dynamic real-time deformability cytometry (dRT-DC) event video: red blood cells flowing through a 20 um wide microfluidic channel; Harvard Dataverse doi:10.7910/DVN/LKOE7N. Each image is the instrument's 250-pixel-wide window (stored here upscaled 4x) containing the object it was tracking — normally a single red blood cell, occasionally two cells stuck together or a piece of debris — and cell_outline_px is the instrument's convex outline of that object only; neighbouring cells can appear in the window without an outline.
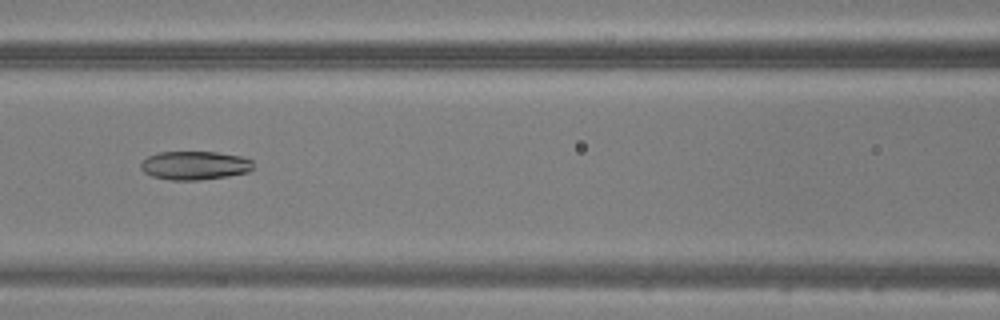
{"species": "common noctule bat (a hibernating species)", "species_latin": "Nyctalus noctula", "temperature_condition": "warm", "stored_images_in_passage": 48, "camera_frame_rate_fps": 3000, "um_per_image_px": 0.085, "animal": {"sex": "male", "body_mass_g": 20.5, "forearm_length_mm": 52.5}, "frame": {"image": 1, "passage_image": 22, "time_ms": 7.0, "image_size_px": [1000, 320], "cell_outline_px": [[252, 168], [248, 172], [228, 176], [200, 180], [168, 180], [152, 176], [144, 172], [140, 168], [140, 164], [148, 156], [160, 152], [216, 152], [240, 156], [252, 160]], "centroid_in_image_um": [16.53, 14.07], "position_along_channel_um": 150.1, "area_um2": 18.73}}
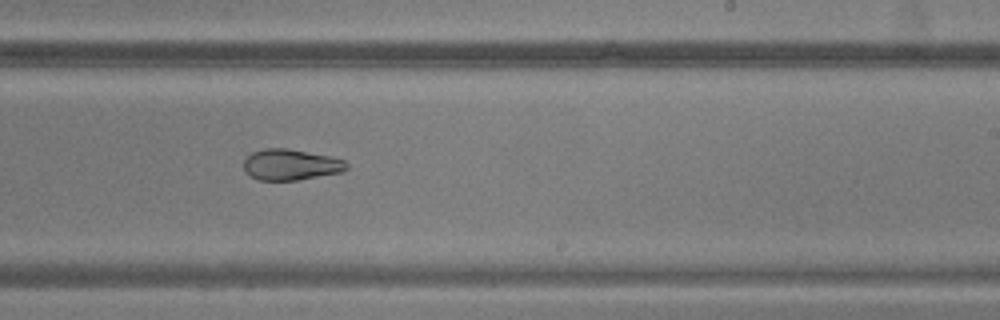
{"frame": {"image": 2, "passage_image": 30, "time_ms": 9.667, "image_size_px": [1000, 320], "cell_outline_px": [[348, 168], [340, 172], [296, 180], [260, 180], [252, 176], [244, 168], [244, 160], [252, 152], [264, 148], [288, 148], [328, 156], [344, 160], [348, 164]], "centroid_in_image_um": [24.71, 13.98], "position_along_channel_um": 264.3, "area_um2": 18.26}}
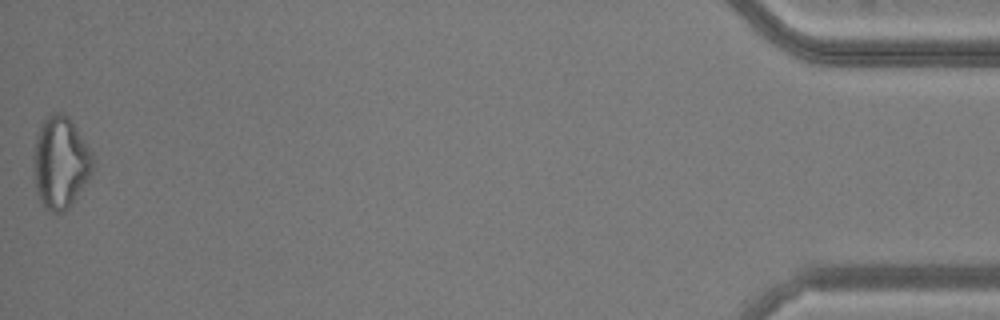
{"frame": {"image": 3, "passage_image": 48, "time_ms": 15.667, "image_size_px": [1000, 320], "cell_outline_px": [[92, 176], [68, 208], [64, 212], [52, 212], [44, 208], [36, 192], [32, 156], [36, 132], [40, 124], [52, 112], [64, 112], [68, 116], [92, 152]], "centroid_in_image_um": [5.11, 13.81], "position_along_channel_um": 430.1, "area_um2": 32.14}}